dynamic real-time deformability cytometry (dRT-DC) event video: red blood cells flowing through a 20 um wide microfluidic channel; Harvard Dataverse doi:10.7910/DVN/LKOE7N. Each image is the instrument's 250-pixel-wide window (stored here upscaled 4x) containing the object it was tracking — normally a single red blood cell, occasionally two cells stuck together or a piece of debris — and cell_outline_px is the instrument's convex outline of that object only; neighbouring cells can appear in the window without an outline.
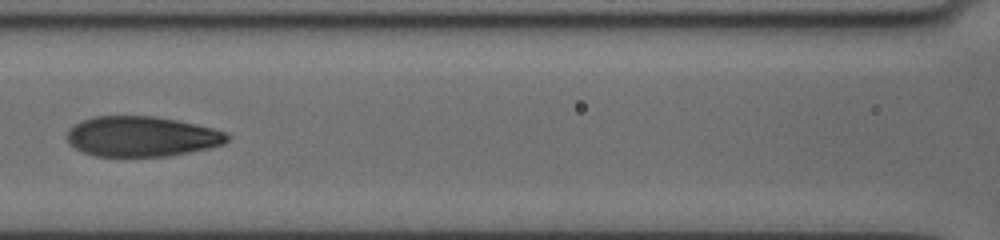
{"species": "human", "species_latin": "Homo sapiens", "temperature_condition": "cold", "stored_images_in_passage": 13, "camera_frame_rate_fps": 3000, "um_per_image_px": 0.085, "donor": {"sex": "female"}, "frame": {"image": 1, "passage_image": 8, "time_ms": 8.667, "image_size_px": [1000, 240], "cell_outline_px": [[232, 136], [224, 144], [208, 148], [168, 156], [92, 156], [76, 148], [68, 140], [68, 128], [80, 120], [96, 116], [152, 116], [176, 120], [212, 128], [228, 132]], "centroid_in_image_um": [12.06, 11.59], "position_along_channel_um": 154.5, "area_um2": 37.51}}
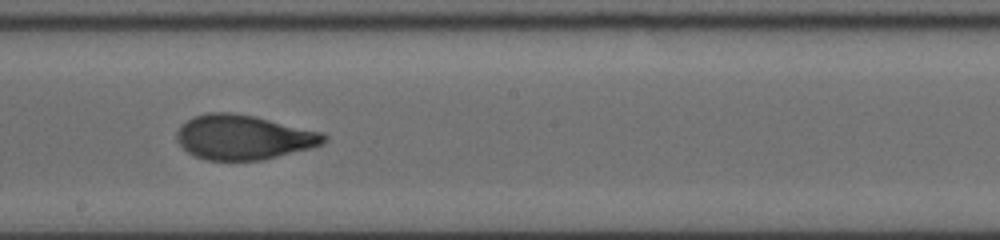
{"frame": {"image": 2, "passage_image": 10, "time_ms": 10.667, "image_size_px": [1000, 240], "cell_outline_px": [[328, 140], [320, 144], [308, 148], [260, 160], [208, 160], [196, 156], [188, 152], [176, 140], [176, 132], [192, 116], [208, 112], [232, 112], [256, 116], [320, 132], [328, 136]], "centroid_in_image_um": [20.66, 11.65], "position_along_channel_um": 227.5, "area_um2": 37.86}}
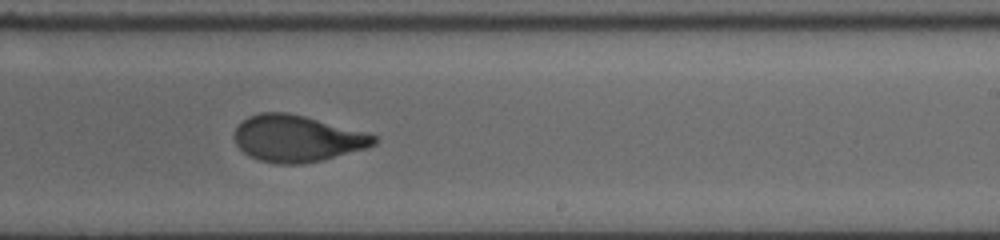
{"frame": {"image": 3, "passage_image": 11, "time_ms": 11.667, "image_size_px": [1000, 240], "cell_outline_px": [[380, 140], [376, 144], [368, 148], [320, 160], [300, 164], [276, 164], [260, 160], [248, 156], [236, 144], [236, 128], [248, 116], [260, 112], [288, 112], [368, 132], [376, 136]], "centroid_in_image_um": [25.3, 11.77], "position_along_channel_um": 263.7, "area_um2": 37.86}}